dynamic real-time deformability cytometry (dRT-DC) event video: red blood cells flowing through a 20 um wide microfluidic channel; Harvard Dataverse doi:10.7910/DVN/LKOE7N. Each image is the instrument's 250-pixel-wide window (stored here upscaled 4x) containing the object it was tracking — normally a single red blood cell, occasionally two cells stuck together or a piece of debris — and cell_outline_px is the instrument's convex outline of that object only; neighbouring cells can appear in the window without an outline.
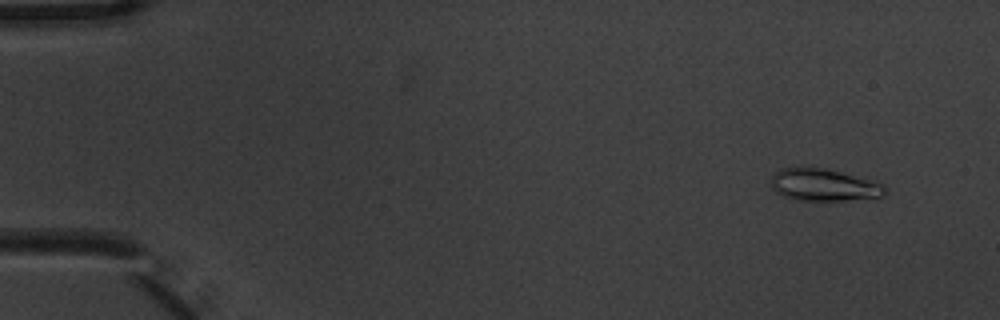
{"species": "common noctule bat (a hibernating species)", "species_latin": "Nyctalus noctula", "temperature_condition": "warm", "stored_images_in_passage": 6, "camera_frame_rate_fps": 3000, "um_per_image_px": 0.085, "animal": {"sex": "male", "body_mass_g": 20.1, "forearm_length_mm": 53.5}, "frame": {"image": 1, "passage_image": 2, "time_ms": 0.333, "image_size_px": [1000, 320], "cell_outline_px": [[888, 192], [884, 196], [844, 200], [796, 200], [784, 196], [776, 192], [772, 188], [772, 176], [780, 168], [812, 164], [864, 176], [884, 184]], "centroid_in_image_um": [70.06, 15.65], "position_along_channel_um": 14.9, "area_um2": 22.43}}